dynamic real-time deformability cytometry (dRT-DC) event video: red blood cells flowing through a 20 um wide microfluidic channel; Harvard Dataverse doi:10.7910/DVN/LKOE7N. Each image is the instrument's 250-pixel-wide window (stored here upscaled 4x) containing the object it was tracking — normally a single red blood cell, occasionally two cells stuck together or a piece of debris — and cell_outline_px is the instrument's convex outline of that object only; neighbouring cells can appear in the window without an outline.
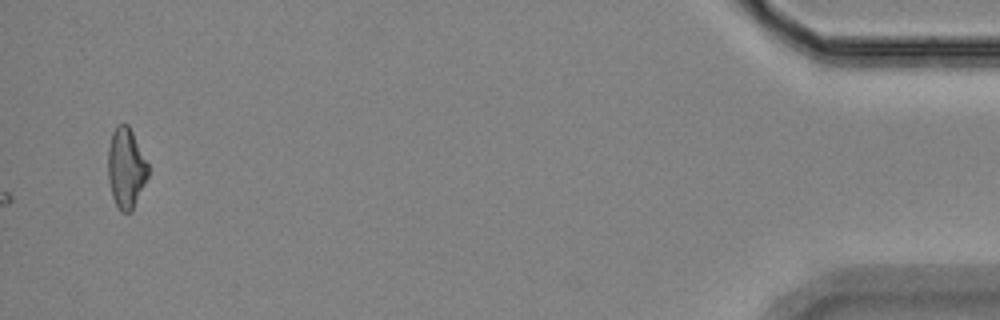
{"species": "Egyptian fruit bat (a non-hibernating species)", "species_latin": "Rousettus aegyptiacus", "temperature_condition": "room temperature", "stored_images_in_passage": 59, "camera_frame_rate_fps": 3000, "um_per_image_px": 0.085, "animal": {"sex": "female"}, "frame": {"image": 1, "passage_image": 59, "time_ms": 19.333, "image_size_px": [1000, 320], "cell_outline_px": [[148, 176], [132, 212], [120, 212], [112, 196], [108, 180], [108, 148], [112, 132], [116, 124], [128, 124], [148, 164]], "centroid_in_image_um": [10.7, 14.3], "position_along_channel_um": 424.5, "area_um2": 18.73}}